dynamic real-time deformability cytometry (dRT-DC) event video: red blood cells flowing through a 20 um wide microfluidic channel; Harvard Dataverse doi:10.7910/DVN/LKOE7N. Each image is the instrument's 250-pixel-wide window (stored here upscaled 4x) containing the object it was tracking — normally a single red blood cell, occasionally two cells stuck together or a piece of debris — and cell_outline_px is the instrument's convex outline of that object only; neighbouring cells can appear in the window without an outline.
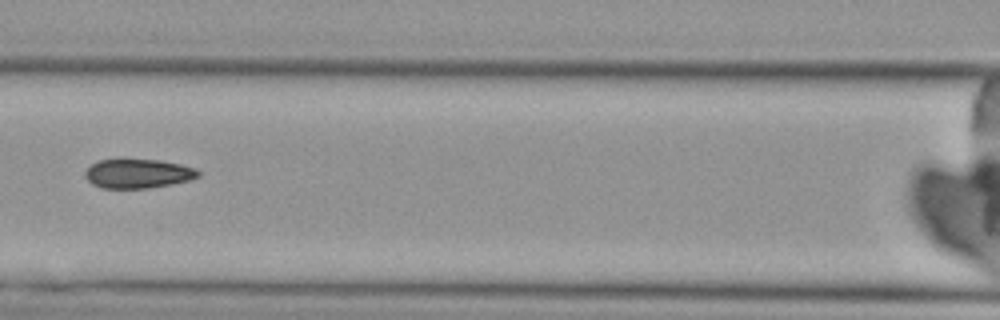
{"species": "Egyptian fruit bat (a non-hibernating species)", "species_latin": "Rousettus aegyptiacus", "temperature_condition": "cold", "stored_images_in_passage": 5, "camera_frame_rate_fps": 3000, "um_per_image_px": 0.085, "animal": {"sex": "female"}, "frame": {"image": 1, "passage_image": 3, "time_ms": 2.333, "image_size_px": [1000, 320], "cell_outline_px": [[200, 176], [188, 180], [172, 184], [148, 188], [100, 188], [92, 184], [84, 176], [84, 172], [92, 164], [100, 160], [120, 156], [124, 156], [160, 160], [180, 164], [196, 168], [200, 172]], "centroid_in_image_um": [11.69, 14.7], "position_along_channel_um": 154.9, "area_um2": 20.06}}
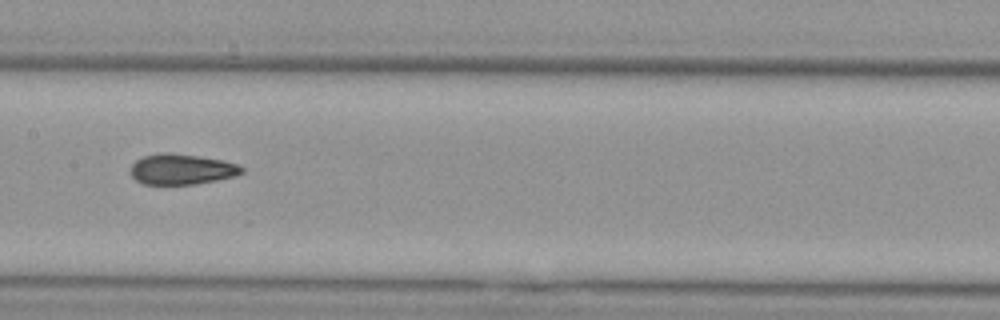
{"frame": {"image": 2, "passage_image": 4, "time_ms": 3.333, "image_size_px": [1000, 320], "cell_outline_px": [[244, 172], [236, 176], [196, 184], [144, 184], [136, 180], [132, 176], [132, 164], [136, 160], [144, 156], [160, 152], [168, 152], [200, 156], [224, 160], [236, 164], [244, 168]], "centroid_in_image_um": [15.47, 14.38], "position_along_channel_um": 191.9, "area_um2": 19.83}}
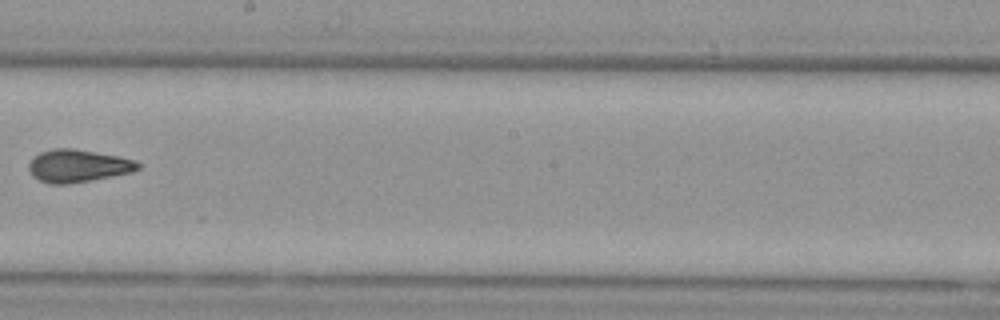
{"frame": {"image": 3, "passage_image": 5, "time_ms": 4.667, "image_size_px": [1000, 320], "cell_outline_px": [[144, 164], [140, 168], [132, 172], [68, 184], [52, 184], [40, 180], [32, 176], [28, 168], [28, 164], [32, 156], [40, 152], [52, 148], [72, 148], [120, 156], [136, 160]], "centroid_in_image_um": [6.63, 14.08], "position_along_channel_um": 241.6, "area_um2": 20.98}}